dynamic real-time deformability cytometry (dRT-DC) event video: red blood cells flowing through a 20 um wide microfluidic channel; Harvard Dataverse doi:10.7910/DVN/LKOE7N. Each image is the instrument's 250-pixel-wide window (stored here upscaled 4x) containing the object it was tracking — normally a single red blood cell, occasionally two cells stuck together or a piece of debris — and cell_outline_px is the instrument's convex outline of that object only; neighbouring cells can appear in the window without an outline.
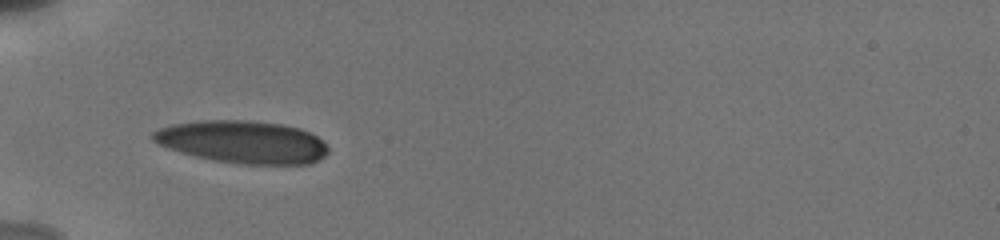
{"species": "human", "species_latin": "Homo sapiens", "temperature_condition": "cold", "stored_images_in_passage": 18, "camera_frame_rate_fps": 3000, "um_per_image_px": 0.085, "donor": {"sex": "male"}, "frame": {"image": 1, "passage_image": 1, "time_ms": 0.0, "image_size_px": [1000, 240], "cell_outline_px": [[328, 152], [320, 160], [308, 164], [240, 164], [212, 160], [180, 152], [168, 148], [152, 140], [152, 132], [160, 128], [172, 124], [200, 120], [248, 120], [284, 124], [300, 128], [316, 136], [328, 148]], "centroid_in_image_um": [20.62, 12.06], "position_along_channel_um": 64.4, "area_um2": 43.52}}
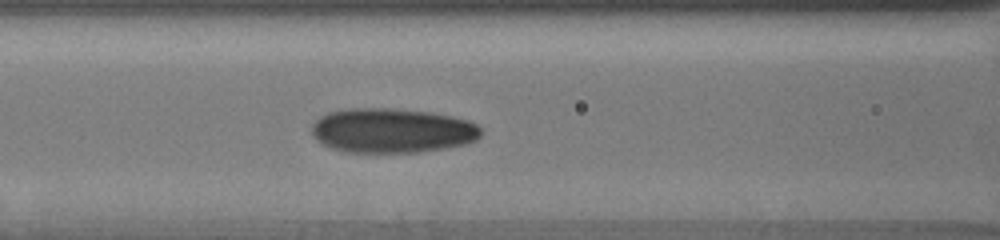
{"frame": {"image": 2, "passage_image": 11, "time_ms": 2.0, "image_size_px": [1000, 240], "cell_outline_px": [[484, 132], [476, 140], [468, 144], [448, 148], [420, 152], [344, 152], [320, 144], [312, 136], [312, 124], [320, 116], [328, 112], [348, 108], [392, 108], [428, 112], [452, 116], [468, 120], [476, 124]], "centroid_in_image_um": [33.33, 11.1], "position_along_channel_um": 133.3, "area_um2": 44.51}}
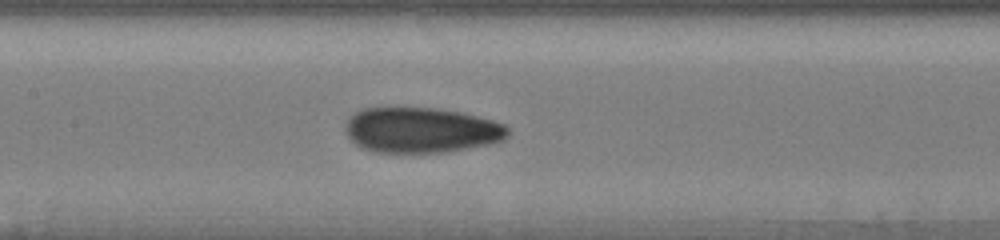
{"frame": {"image": 3, "passage_image": 16, "time_ms": 3.0, "image_size_px": [1000, 240], "cell_outline_px": [[508, 136], [504, 140], [492, 144], [448, 152], [376, 152], [360, 148], [348, 136], [344, 128], [344, 124], [348, 116], [364, 108], [436, 108], [460, 112], [492, 120], [504, 124], [508, 128]], "centroid_in_image_um": [35.79, 11.07], "position_along_channel_um": 171.6, "area_um2": 43.18}}